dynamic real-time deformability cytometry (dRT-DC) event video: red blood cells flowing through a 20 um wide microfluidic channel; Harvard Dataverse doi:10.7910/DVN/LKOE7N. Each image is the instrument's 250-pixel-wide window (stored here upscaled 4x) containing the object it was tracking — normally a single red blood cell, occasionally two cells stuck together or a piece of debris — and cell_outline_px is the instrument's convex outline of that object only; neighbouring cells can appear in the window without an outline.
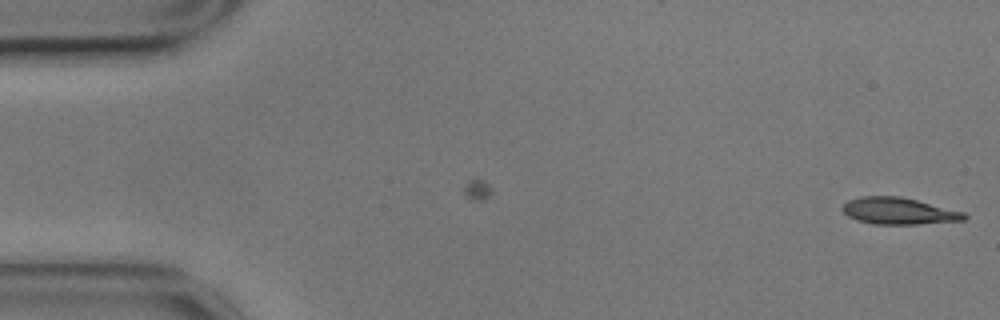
{"species": "common noctule bat (a hibernating species)", "species_latin": "Nyctalus noctula", "temperature_condition": "cold", "stored_images_in_passage": 7, "camera_frame_rate_fps": 3000, "um_per_image_px": 0.085, "animal": {"sex": "male", "body_mass_g": 17.9}, "frame": {"image": 1, "passage_image": 7, "time_ms": 2.0, "image_size_px": [1000, 320], "cell_outline_px": [[968, 216], [964, 220], [916, 224], [872, 224], [856, 220], [848, 216], [840, 208], [848, 200], [860, 196], [900, 196], [964, 212]], "centroid_in_image_um": [76.35, 17.93], "position_along_channel_um": 8.7, "area_um2": 18.9}}